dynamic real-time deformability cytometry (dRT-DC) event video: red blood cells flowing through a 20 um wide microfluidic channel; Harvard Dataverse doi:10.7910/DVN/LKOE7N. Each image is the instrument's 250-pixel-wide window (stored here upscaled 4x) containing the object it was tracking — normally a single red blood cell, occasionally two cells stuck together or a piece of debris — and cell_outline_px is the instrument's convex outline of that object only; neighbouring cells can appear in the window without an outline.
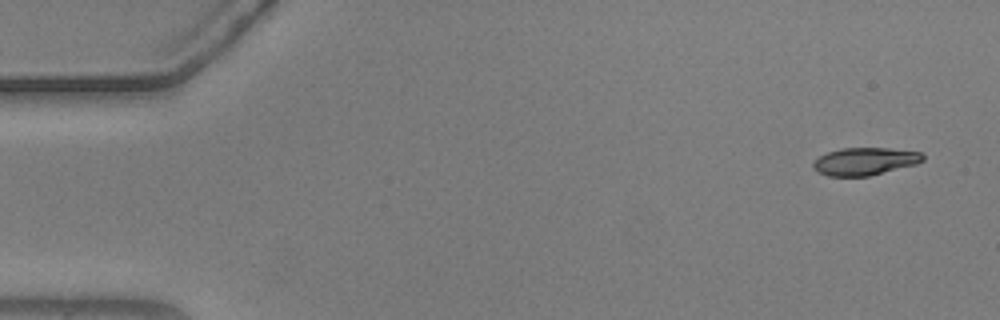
{"species": "common noctule bat (a hibernating species)", "species_latin": "Nyctalus noctula", "temperature_condition": "warm", "stored_images_in_passage": 53, "camera_frame_rate_fps": 3000, "um_per_image_px": 0.085, "animal": {"sex": "male", "body_mass_g": 20.5, "forearm_length_mm": 52.5}, "frame": {"image": 1, "passage_image": 1, "time_ms": 0.0, "image_size_px": [1000, 320], "cell_outline_px": [[924, 160], [916, 164], [868, 176], [828, 176], [816, 172], [812, 168], [812, 164], [820, 156], [828, 152], [840, 148], [888, 148], [924, 152]], "centroid_in_image_um": [73.51, 13.71], "position_along_channel_um": 11.5, "area_um2": 17.69}}
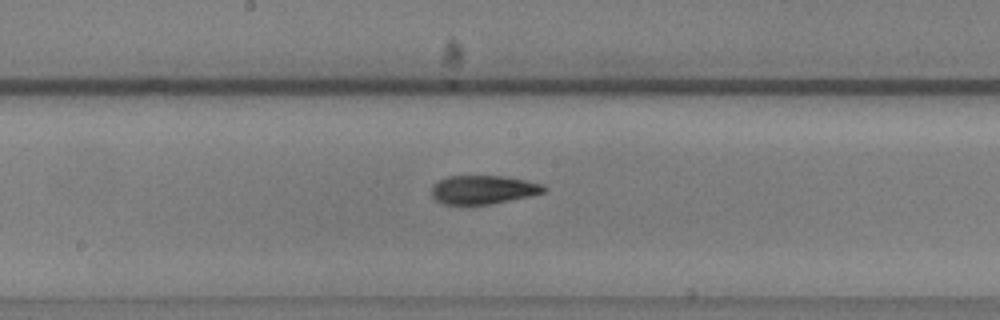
{"frame": {"image": 2, "passage_image": 27, "time_ms": 8.667, "image_size_px": [1000, 320], "cell_outline_px": [[548, 188], [544, 192], [528, 196], [492, 204], [464, 208], [444, 204], [436, 200], [432, 196], [432, 184], [448, 176], [504, 176], [544, 184]], "centroid_in_image_um": [41.02, 16.16], "position_along_channel_um": 207.2, "area_um2": 19.36}}
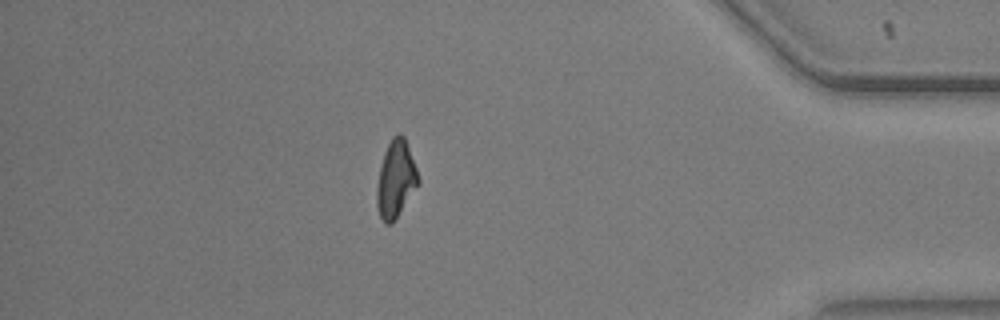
{"frame": {"image": 3, "passage_image": 46, "time_ms": 15.0, "image_size_px": [1000, 320], "cell_outline_px": [[420, 180], [392, 224], [384, 224], [380, 216], [376, 204], [376, 188], [380, 168], [384, 152], [392, 136], [400, 132], [404, 136], [416, 168]], "centroid_in_image_um": [33.61, 15.22], "position_along_channel_um": 401.6, "area_um2": 18.32}, "authors_computed_cell_mechanics": {"area_um2": 18.8428, "velocity_mm_per_s": 3.6939, "shape_relaxation_time_tau1_ms": 10.6043, "shape_relaxation_time_tau2_ms": 2.3254, "deformation_change_tau1": 0.2457, "deformation_change_tau2": 0.0926}}